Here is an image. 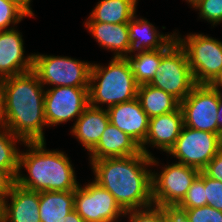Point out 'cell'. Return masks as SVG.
<instances>
[{
  "label": "cell",
  "mask_w": 222,
  "mask_h": 222,
  "mask_svg": "<svg viewBox=\"0 0 222 222\" xmlns=\"http://www.w3.org/2000/svg\"><path fill=\"white\" fill-rule=\"evenodd\" d=\"M154 156L141 152L133 156L90 160L94 181L109 191L124 211L153 205L152 170Z\"/></svg>",
  "instance_id": "obj_1"
},
{
  "label": "cell",
  "mask_w": 222,
  "mask_h": 222,
  "mask_svg": "<svg viewBox=\"0 0 222 222\" xmlns=\"http://www.w3.org/2000/svg\"><path fill=\"white\" fill-rule=\"evenodd\" d=\"M0 124L24 142L45 141L44 86L33 72L2 80Z\"/></svg>",
  "instance_id": "obj_2"
},
{
  "label": "cell",
  "mask_w": 222,
  "mask_h": 222,
  "mask_svg": "<svg viewBox=\"0 0 222 222\" xmlns=\"http://www.w3.org/2000/svg\"><path fill=\"white\" fill-rule=\"evenodd\" d=\"M46 141L24 142L29 149L20 152L16 184L36 192L75 191L79 186L76 173L66 153L47 150ZM25 168L28 176L21 174Z\"/></svg>",
  "instance_id": "obj_3"
},
{
  "label": "cell",
  "mask_w": 222,
  "mask_h": 222,
  "mask_svg": "<svg viewBox=\"0 0 222 222\" xmlns=\"http://www.w3.org/2000/svg\"><path fill=\"white\" fill-rule=\"evenodd\" d=\"M138 84L128 59H111L108 66L91 65L89 82V105L106 108L137 98Z\"/></svg>",
  "instance_id": "obj_4"
},
{
  "label": "cell",
  "mask_w": 222,
  "mask_h": 222,
  "mask_svg": "<svg viewBox=\"0 0 222 222\" xmlns=\"http://www.w3.org/2000/svg\"><path fill=\"white\" fill-rule=\"evenodd\" d=\"M92 63L64 56L33 54L32 71L52 87H89Z\"/></svg>",
  "instance_id": "obj_5"
},
{
  "label": "cell",
  "mask_w": 222,
  "mask_h": 222,
  "mask_svg": "<svg viewBox=\"0 0 222 222\" xmlns=\"http://www.w3.org/2000/svg\"><path fill=\"white\" fill-rule=\"evenodd\" d=\"M175 37L188 57L196 84H210L222 70V41L202 33L185 38L175 33Z\"/></svg>",
  "instance_id": "obj_6"
},
{
  "label": "cell",
  "mask_w": 222,
  "mask_h": 222,
  "mask_svg": "<svg viewBox=\"0 0 222 222\" xmlns=\"http://www.w3.org/2000/svg\"><path fill=\"white\" fill-rule=\"evenodd\" d=\"M155 88L171 94L182 102L197 85L184 49L176 42L161 58L153 80Z\"/></svg>",
  "instance_id": "obj_7"
},
{
  "label": "cell",
  "mask_w": 222,
  "mask_h": 222,
  "mask_svg": "<svg viewBox=\"0 0 222 222\" xmlns=\"http://www.w3.org/2000/svg\"><path fill=\"white\" fill-rule=\"evenodd\" d=\"M221 150L220 134L183 126L174 146L167 154L176 157L179 160L177 163L202 171Z\"/></svg>",
  "instance_id": "obj_8"
},
{
  "label": "cell",
  "mask_w": 222,
  "mask_h": 222,
  "mask_svg": "<svg viewBox=\"0 0 222 222\" xmlns=\"http://www.w3.org/2000/svg\"><path fill=\"white\" fill-rule=\"evenodd\" d=\"M200 172L181 163L165 165L161 172H152L153 205L178 206Z\"/></svg>",
  "instance_id": "obj_9"
},
{
  "label": "cell",
  "mask_w": 222,
  "mask_h": 222,
  "mask_svg": "<svg viewBox=\"0 0 222 222\" xmlns=\"http://www.w3.org/2000/svg\"><path fill=\"white\" fill-rule=\"evenodd\" d=\"M74 210L85 222H118L125 214L114 196L94 180L75 189Z\"/></svg>",
  "instance_id": "obj_10"
},
{
  "label": "cell",
  "mask_w": 222,
  "mask_h": 222,
  "mask_svg": "<svg viewBox=\"0 0 222 222\" xmlns=\"http://www.w3.org/2000/svg\"><path fill=\"white\" fill-rule=\"evenodd\" d=\"M219 92L209 84H197L180 102L184 126L217 133Z\"/></svg>",
  "instance_id": "obj_11"
},
{
  "label": "cell",
  "mask_w": 222,
  "mask_h": 222,
  "mask_svg": "<svg viewBox=\"0 0 222 222\" xmlns=\"http://www.w3.org/2000/svg\"><path fill=\"white\" fill-rule=\"evenodd\" d=\"M89 106V87H50L44 95L47 127L76 120Z\"/></svg>",
  "instance_id": "obj_12"
},
{
  "label": "cell",
  "mask_w": 222,
  "mask_h": 222,
  "mask_svg": "<svg viewBox=\"0 0 222 222\" xmlns=\"http://www.w3.org/2000/svg\"><path fill=\"white\" fill-rule=\"evenodd\" d=\"M22 34L15 28L0 31V78L32 71L33 54L24 56Z\"/></svg>",
  "instance_id": "obj_13"
},
{
  "label": "cell",
  "mask_w": 222,
  "mask_h": 222,
  "mask_svg": "<svg viewBox=\"0 0 222 222\" xmlns=\"http://www.w3.org/2000/svg\"><path fill=\"white\" fill-rule=\"evenodd\" d=\"M183 126V113L180 106L175 111L150 118L148 134L140 146L141 151L152 157V154L145 147L149 144L152 145L151 147L168 153L174 146Z\"/></svg>",
  "instance_id": "obj_14"
},
{
  "label": "cell",
  "mask_w": 222,
  "mask_h": 222,
  "mask_svg": "<svg viewBox=\"0 0 222 222\" xmlns=\"http://www.w3.org/2000/svg\"><path fill=\"white\" fill-rule=\"evenodd\" d=\"M107 110L109 122L129 135L140 146L145 141L149 129V117L137 98L119 103Z\"/></svg>",
  "instance_id": "obj_15"
},
{
  "label": "cell",
  "mask_w": 222,
  "mask_h": 222,
  "mask_svg": "<svg viewBox=\"0 0 222 222\" xmlns=\"http://www.w3.org/2000/svg\"><path fill=\"white\" fill-rule=\"evenodd\" d=\"M128 28L130 43L127 54L123 57L125 59L130 58L135 51H137L135 53L137 55L149 50L164 48L175 37V32L172 35L160 34L147 19L137 18V15H134L128 22Z\"/></svg>",
  "instance_id": "obj_16"
},
{
  "label": "cell",
  "mask_w": 222,
  "mask_h": 222,
  "mask_svg": "<svg viewBox=\"0 0 222 222\" xmlns=\"http://www.w3.org/2000/svg\"><path fill=\"white\" fill-rule=\"evenodd\" d=\"M140 145L112 123H108L98 144L88 153L90 160L140 154Z\"/></svg>",
  "instance_id": "obj_17"
},
{
  "label": "cell",
  "mask_w": 222,
  "mask_h": 222,
  "mask_svg": "<svg viewBox=\"0 0 222 222\" xmlns=\"http://www.w3.org/2000/svg\"><path fill=\"white\" fill-rule=\"evenodd\" d=\"M39 206V192L15 183L5 199L4 222H41Z\"/></svg>",
  "instance_id": "obj_18"
},
{
  "label": "cell",
  "mask_w": 222,
  "mask_h": 222,
  "mask_svg": "<svg viewBox=\"0 0 222 222\" xmlns=\"http://www.w3.org/2000/svg\"><path fill=\"white\" fill-rule=\"evenodd\" d=\"M108 123L109 116L105 108L89 105L75 121L70 132L90 152L100 141Z\"/></svg>",
  "instance_id": "obj_19"
},
{
  "label": "cell",
  "mask_w": 222,
  "mask_h": 222,
  "mask_svg": "<svg viewBox=\"0 0 222 222\" xmlns=\"http://www.w3.org/2000/svg\"><path fill=\"white\" fill-rule=\"evenodd\" d=\"M84 24L99 46L114 51V58H123L127 54L130 43L128 23L84 22Z\"/></svg>",
  "instance_id": "obj_20"
},
{
  "label": "cell",
  "mask_w": 222,
  "mask_h": 222,
  "mask_svg": "<svg viewBox=\"0 0 222 222\" xmlns=\"http://www.w3.org/2000/svg\"><path fill=\"white\" fill-rule=\"evenodd\" d=\"M75 191L39 192L41 222H60L74 210Z\"/></svg>",
  "instance_id": "obj_21"
},
{
  "label": "cell",
  "mask_w": 222,
  "mask_h": 222,
  "mask_svg": "<svg viewBox=\"0 0 222 222\" xmlns=\"http://www.w3.org/2000/svg\"><path fill=\"white\" fill-rule=\"evenodd\" d=\"M138 0H101L86 22L128 23L136 14Z\"/></svg>",
  "instance_id": "obj_22"
},
{
  "label": "cell",
  "mask_w": 222,
  "mask_h": 222,
  "mask_svg": "<svg viewBox=\"0 0 222 222\" xmlns=\"http://www.w3.org/2000/svg\"><path fill=\"white\" fill-rule=\"evenodd\" d=\"M137 99L149 118L175 111L180 106L171 94L150 84L138 86Z\"/></svg>",
  "instance_id": "obj_23"
},
{
  "label": "cell",
  "mask_w": 222,
  "mask_h": 222,
  "mask_svg": "<svg viewBox=\"0 0 222 222\" xmlns=\"http://www.w3.org/2000/svg\"><path fill=\"white\" fill-rule=\"evenodd\" d=\"M176 42V37H174L164 48L149 50L144 53L132 55L128 58L135 81L138 85L149 84L153 80L162 56Z\"/></svg>",
  "instance_id": "obj_24"
},
{
  "label": "cell",
  "mask_w": 222,
  "mask_h": 222,
  "mask_svg": "<svg viewBox=\"0 0 222 222\" xmlns=\"http://www.w3.org/2000/svg\"><path fill=\"white\" fill-rule=\"evenodd\" d=\"M24 141L0 124V169L10 171L15 177L19 172L20 149L16 143Z\"/></svg>",
  "instance_id": "obj_25"
},
{
  "label": "cell",
  "mask_w": 222,
  "mask_h": 222,
  "mask_svg": "<svg viewBox=\"0 0 222 222\" xmlns=\"http://www.w3.org/2000/svg\"><path fill=\"white\" fill-rule=\"evenodd\" d=\"M24 17L32 16L14 0H0V31L14 28Z\"/></svg>",
  "instance_id": "obj_26"
},
{
  "label": "cell",
  "mask_w": 222,
  "mask_h": 222,
  "mask_svg": "<svg viewBox=\"0 0 222 222\" xmlns=\"http://www.w3.org/2000/svg\"><path fill=\"white\" fill-rule=\"evenodd\" d=\"M206 205L207 200L204 187V173L201 171L178 206L182 209H190Z\"/></svg>",
  "instance_id": "obj_27"
},
{
  "label": "cell",
  "mask_w": 222,
  "mask_h": 222,
  "mask_svg": "<svg viewBox=\"0 0 222 222\" xmlns=\"http://www.w3.org/2000/svg\"><path fill=\"white\" fill-rule=\"evenodd\" d=\"M193 8L199 10V16L214 25L222 22V0H193Z\"/></svg>",
  "instance_id": "obj_28"
},
{
  "label": "cell",
  "mask_w": 222,
  "mask_h": 222,
  "mask_svg": "<svg viewBox=\"0 0 222 222\" xmlns=\"http://www.w3.org/2000/svg\"><path fill=\"white\" fill-rule=\"evenodd\" d=\"M128 222H165V212L162 207L152 205L143 209L125 211Z\"/></svg>",
  "instance_id": "obj_29"
},
{
  "label": "cell",
  "mask_w": 222,
  "mask_h": 222,
  "mask_svg": "<svg viewBox=\"0 0 222 222\" xmlns=\"http://www.w3.org/2000/svg\"><path fill=\"white\" fill-rule=\"evenodd\" d=\"M185 210L191 222H222V211L210 205Z\"/></svg>",
  "instance_id": "obj_30"
},
{
  "label": "cell",
  "mask_w": 222,
  "mask_h": 222,
  "mask_svg": "<svg viewBox=\"0 0 222 222\" xmlns=\"http://www.w3.org/2000/svg\"><path fill=\"white\" fill-rule=\"evenodd\" d=\"M204 187L207 205L222 211V181L209 178L204 174Z\"/></svg>",
  "instance_id": "obj_31"
},
{
  "label": "cell",
  "mask_w": 222,
  "mask_h": 222,
  "mask_svg": "<svg viewBox=\"0 0 222 222\" xmlns=\"http://www.w3.org/2000/svg\"><path fill=\"white\" fill-rule=\"evenodd\" d=\"M202 172L209 178L222 181V150L213 157Z\"/></svg>",
  "instance_id": "obj_32"
},
{
  "label": "cell",
  "mask_w": 222,
  "mask_h": 222,
  "mask_svg": "<svg viewBox=\"0 0 222 222\" xmlns=\"http://www.w3.org/2000/svg\"><path fill=\"white\" fill-rule=\"evenodd\" d=\"M165 222H191L185 209L179 206H162Z\"/></svg>",
  "instance_id": "obj_33"
},
{
  "label": "cell",
  "mask_w": 222,
  "mask_h": 222,
  "mask_svg": "<svg viewBox=\"0 0 222 222\" xmlns=\"http://www.w3.org/2000/svg\"><path fill=\"white\" fill-rule=\"evenodd\" d=\"M15 183L16 177L10 171L0 169V197L6 199Z\"/></svg>",
  "instance_id": "obj_34"
},
{
  "label": "cell",
  "mask_w": 222,
  "mask_h": 222,
  "mask_svg": "<svg viewBox=\"0 0 222 222\" xmlns=\"http://www.w3.org/2000/svg\"><path fill=\"white\" fill-rule=\"evenodd\" d=\"M217 113V134L222 136V92H219V106Z\"/></svg>",
  "instance_id": "obj_35"
},
{
  "label": "cell",
  "mask_w": 222,
  "mask_h": 222,
  "mask_svg": "<svg viewBox=\"0 0 222 222\" xmlns=\"http://www.w3.org/2000/svg\"><path fill=\"white\" fill-rule=\"evenodd\" d=\"M60 222H85V221L79 216V214L75 210H73L65 217V219H62Z\"/></svg>",
  "instance_id": "obj_36"
},
{
  "label": "cell",
  "mask_w": 222,
  "mask_h": 222,
  "mask_svg": "<svg viewBox=\"0 0 222 222\" xmlns=\"http://www.w3.org/2000/svg\"><path fill=\"white\" fill-rule=\"evenodd\" d=\"M213 89L217 90L218 92H221L222 87V70L220 73L216 76V78L209 84Z\"/></svg>",
  "instance_id": "obj_37"
},
{
  "label": "cell",
  "mask_w": 222,
  "mask_h": 222,
  "mask_svg": "<svg viewBox=\"0 0 222 222\" xmlns=\"http://www.w3.org/2000/svg\"><path fill=\"white\" fill-rule=\"evenodd\" d=\"M18 3L25 11H27L31 16H34L32 8L30 7L31 0H14Z\"/></svg>",
  "instance_id": "obj_38"
},
{
  "label": "cell",
  "mask_w": 222,
  "mask_h": 222,
  "mask_svg": "<svg viewBox=\"0 0 222 222\" xmlns=\"http://www.w3.org/2000/svg\"><path fill=\"white\" fill-rule=\"evenodd\" d=\"M5 199L0 197V222H4Z\"/></svg>",
  "instance_id": "obj_39"
},
{
  "label": "cell",
  "mask_w": 222,
  "mask_h": 222,
  "mask_svg": "<svg viewBox=\"0 0 222 222\" xmlns=\"http://www.w3.org/2000/svg\"><path fill=\"white\" fill-rule=\"evenodd\" d=\"M2 80L3 79L0 78V119H1V114H2V101H3Z\"/></svg>",
  "instance_id": "obj_40"
}]
</instances>
